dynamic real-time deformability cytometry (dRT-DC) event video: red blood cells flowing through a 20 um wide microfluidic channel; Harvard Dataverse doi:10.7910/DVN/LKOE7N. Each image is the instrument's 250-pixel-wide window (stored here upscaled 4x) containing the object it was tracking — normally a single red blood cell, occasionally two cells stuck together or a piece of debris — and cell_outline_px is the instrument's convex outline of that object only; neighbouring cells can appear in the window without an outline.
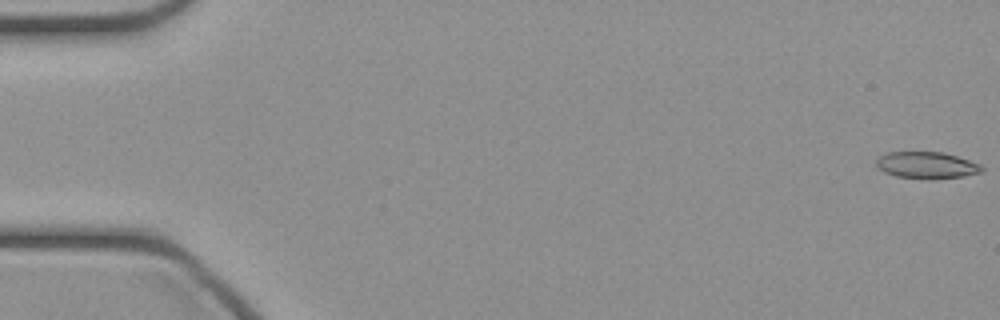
{"species": "common noctule bat (a hibernating species)", "species_latin": "Nyctalus noctula", "temperature_condition": "cold", "stored_images_in_passage": 46, "camera_frame_rate_fps": 3000, "um_per_image_px": 0.085, "animal": {"sex": "female", "body_mass_g": 21.9}, "frame": {"image": 1, "passage_image": 1, "time_ms": 0.0, "image_size_px": [1000, 320], "cell_outline_px": [[984, 168], [980, 172], [964, 176], [928, 180], [896, 176], [884, 172], [876, 168], [876, 160], [880, 156], [888, 152], [944, 152], [980, 164]], "centroid_in_image_um": [78.74, 14.05], "position_along_channel_um": 6.3, "area_um2": 16.53}}
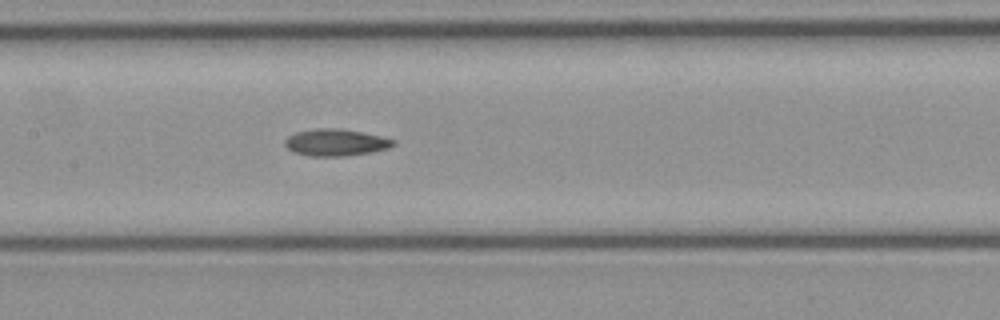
{"frame": {"image": 2, "passage_image": 23, "time_ms": 7.333, "image_size_px": [1000, 320], "cell_outline_px": [[396, 144], [388, 148], [372, 152], [344, 156], [308, 156], [292, 152], [284, 144], [284, 140], [288, 136], [296, 132], [316, 128], [340, 128], [380, 136], [396, 140]], "centroid_in_image_um": [28.52, 12.11], "position_along_channel_um": 178.9, "area_um2": 17.05}}
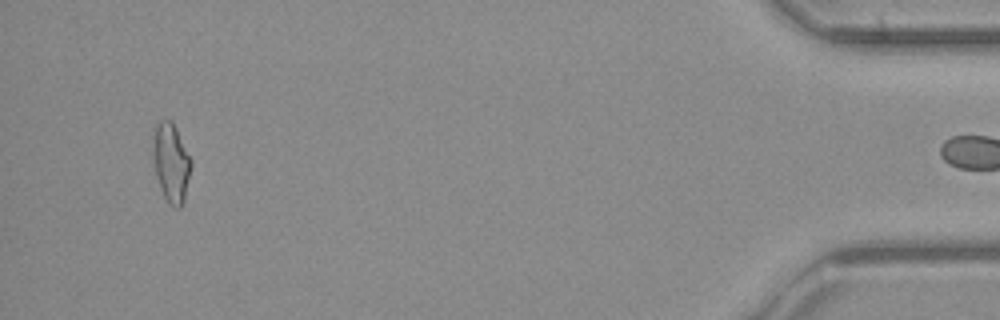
{"frame": {"image": 3, "passage_image": 45, "time_ms": 14.667, "image_size_px": [1000, 320], "cell_outline_px": [[192, 164], [184, 200], [180, 208], [176, 208], [168, 204], [160, 188], [156, 176], [152, 128], [160, 120], [172, 120], [192, 160]], "centroid_in_image_um": [14.55, 13.81], "position_along_channel_um": 420.7, "area_um2": 17.51}}